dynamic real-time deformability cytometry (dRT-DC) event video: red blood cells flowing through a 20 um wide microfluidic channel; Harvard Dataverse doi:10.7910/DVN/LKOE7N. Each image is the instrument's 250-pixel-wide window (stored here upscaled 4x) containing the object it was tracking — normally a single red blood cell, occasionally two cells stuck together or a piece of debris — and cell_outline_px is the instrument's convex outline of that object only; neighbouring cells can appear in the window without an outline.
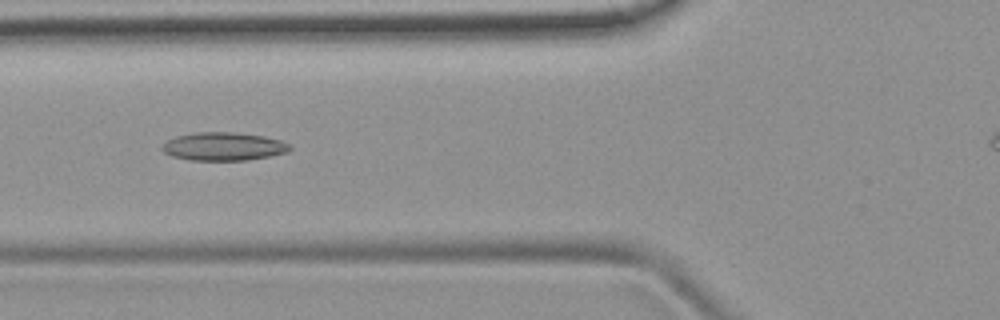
{"species": "common noctule bat (a hibernating species)", "species_latin": "Nyctalus noctula", "temperature_condition": "room temperature", "stored_images_in_passage": 34, "camera_frame_rate_fps": 3000, "um_per_image_px": 0.085, "animal": {"sex": "female", "body_mass_g": 19.9}, "frame": {"image": 1, "passage_image": 7, "time_ms": 2.0, "image_size_px": [1000, 320], "cell_outline_px": [[292, 148], [288, 152], [248, 160], [188, 160], [172, 156], [164, 152], [160, 148], [168, 140], [176, 136], [196, 132], [236, 132], [264, 136], [280, 140], [292, 144]], "centroid_in_image_um": [19.02, 12.44], "position_along_channel_um": 106.8, "area_um2": 21.1}}
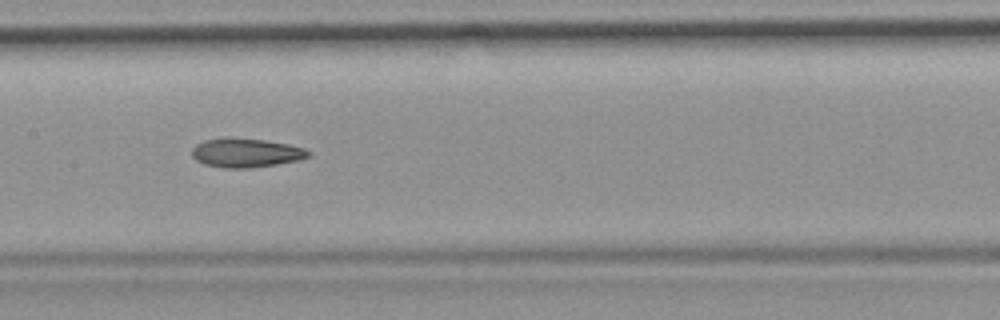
{"frame": {"image": 2, "passage_image": 13, "time_ms": 4.0, "image_size_px": [1000, 320], "cell_outline_px": [[312, 152], [308, 156], [296, 160], [276, 164], [248, 168], [224, 168], [204, 164], [196, 160], [192, 156], [192, 148], [196, 144], [204, 140], [264, 140], [288, 144], [304, 148]], "centroid_in_image_um": [20.91, 13.02], "position_along_channel_um": 186.5, "area_um2": 18.9}}
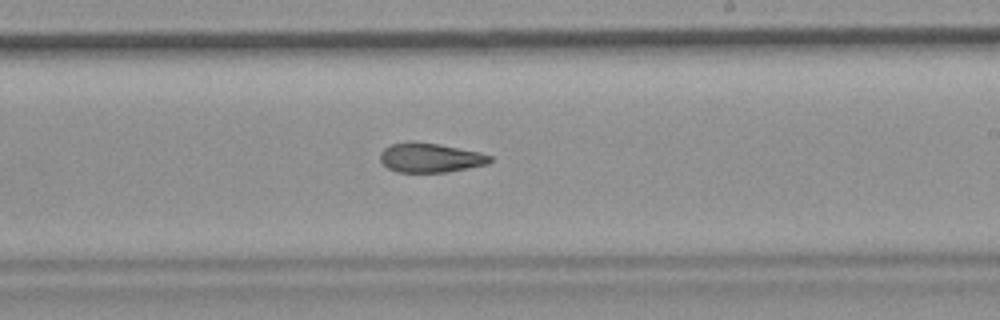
{"frame": {"image": 3, "passage_image": 18, "time_ms": 5.667, "image_size_px": [1000, 320], "cell_outline_px": [[492, 160], [488, 164], [448, 172], [396, 172], [388, 168], [380, 160], [380, 152], [384, 148], [392, 144], [436, 144], [480, 152], [492, 156]], "centroid_in_image_um": [36.61, 13.45], "position_along_channel_um": 252.4, "area_um2": 18.21}}